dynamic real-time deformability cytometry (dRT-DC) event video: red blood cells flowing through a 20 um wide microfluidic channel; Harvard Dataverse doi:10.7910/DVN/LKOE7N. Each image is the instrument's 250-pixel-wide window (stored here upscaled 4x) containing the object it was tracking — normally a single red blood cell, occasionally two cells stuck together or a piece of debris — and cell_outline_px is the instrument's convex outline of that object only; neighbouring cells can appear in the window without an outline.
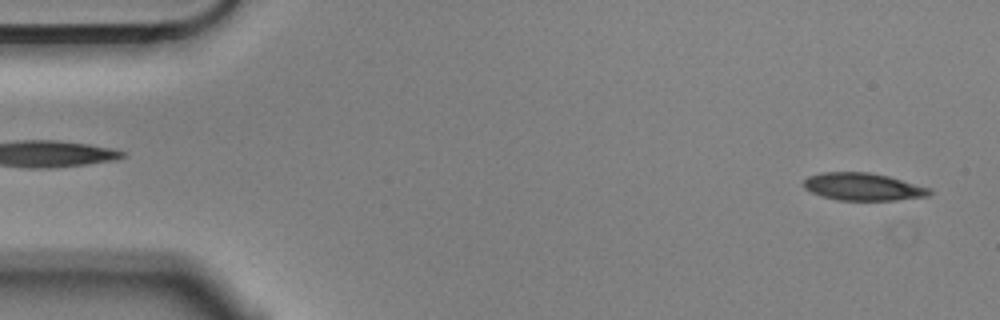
{"species": "Egyptian fruit bat (a non-hibernating species)", "species_latin": "Rousettus aegyptiacus", "temperature_condition": "cold", "stored_images_in_passage": 55, "camera_frame_rate_fps": 3000, "um_per_image_px": 0.085, "animal": {"sex": "male"}, "frame": {"image": 1, "passage_image": 2, "time_ms": 0.333, "image_size_px": [1000, 320], "cell_outline_px": [[932, 192], [928, 196], [896, 200], [836, 200], [820, 196], [804, 188], [804, 180], [808, 176], [824, 172], [868, 172], [888, 176], [932, 188]], "centroid_in_image_um": [73.37, 15.88], "position_along_channel_um": 11.6, "area_um2": 20.23}}
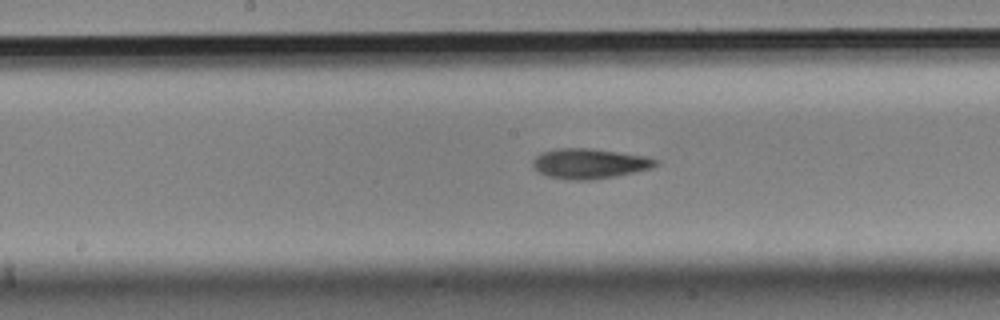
{"frame": {"image": 2, "passage_image": 27, "time_ms": 8.667, "image_size_px": [1000, 320], "cell_outline_px": [[660, 164], [652, 168], [612, 176], [588, 180], [568, 180], [548, 176], [532, 168], [532, 160], [540, 152], [556, 148], [588, 148], [648, 156], [660, 160]], "centroid_in_image_um": [50.09, 13.89], "position_along_channel_um": 198.1, "area_um2": 21.62}}
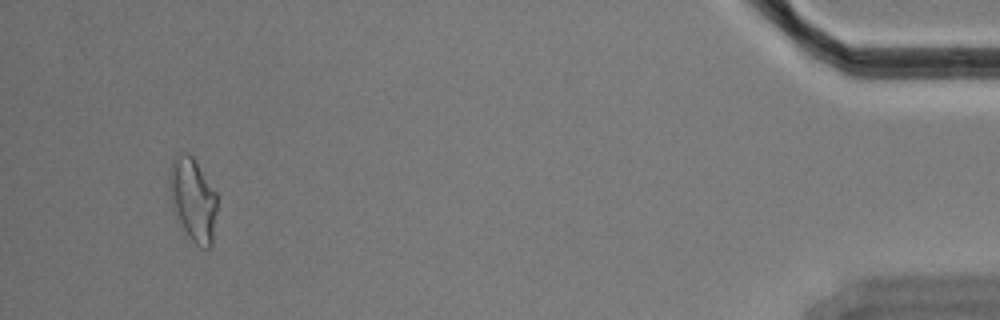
{"frame": {"image": 3, "passage_image": 52, "time_ms": 17.0, "image_size_px": [1000, 320], "cell_outline_px": [[216, 212], [212, 244], [208, 248], [204, 248], [196, 244], [192, 240], [176, 220], [168, 196], [168, 168], [172, 160], [180, 152], [188, 152], [196, 160], [216, 192]], "centroid_in_image_um": [16.34, 16.91], "position_along_channel_um": 418.9, "area_um2": 23.7}, "authors_computed_cell_mechanics": {"area_um2": 20.9814, "velocity_mm_per_s": 3.5573, "shape_relaxation_time_tau1_ms": 5.1871, "shape_relaxation_time_tau2_ms": 4.9464, "deformation_change_tau1": 0.1621, "deformation_change_tau2": 0.143}}